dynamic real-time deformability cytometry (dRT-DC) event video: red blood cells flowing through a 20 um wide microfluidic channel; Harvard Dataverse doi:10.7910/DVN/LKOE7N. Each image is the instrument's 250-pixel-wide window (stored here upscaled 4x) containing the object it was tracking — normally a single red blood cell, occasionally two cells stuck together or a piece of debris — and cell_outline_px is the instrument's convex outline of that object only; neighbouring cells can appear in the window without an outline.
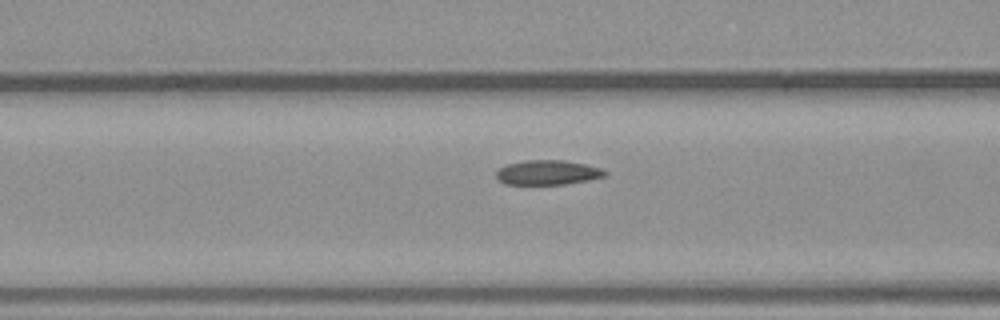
{"species": "common noctule bat (a hibernating species)", "species_latin": "Nyctalus noctula", "temperature_condition": "warm", "stored_images_in_passage": 15, "camera_frame_rate_fps": 3000, "um_per_image_px": 0.085, "animal": {"sex": "male", "body_mass_g": 23.1, "forearm_length_mm": 52.7}, "frame": {"image": 1, "passage_image": 13, "time_ms": 4.0, "image_size_px": [1000, 320], "cell_outline_px": [[608, 176], [588, 180], [564, 184], [504, 184], [496, 180], [496, 168], [508, 164], [524, 160], [564, 160], [584, 164], [600, 168], [608, 172]], "centroid_in_image_um": [46.52, 14.66], "position_along_channel_um": 120.1, "area_um2": 15.78}}